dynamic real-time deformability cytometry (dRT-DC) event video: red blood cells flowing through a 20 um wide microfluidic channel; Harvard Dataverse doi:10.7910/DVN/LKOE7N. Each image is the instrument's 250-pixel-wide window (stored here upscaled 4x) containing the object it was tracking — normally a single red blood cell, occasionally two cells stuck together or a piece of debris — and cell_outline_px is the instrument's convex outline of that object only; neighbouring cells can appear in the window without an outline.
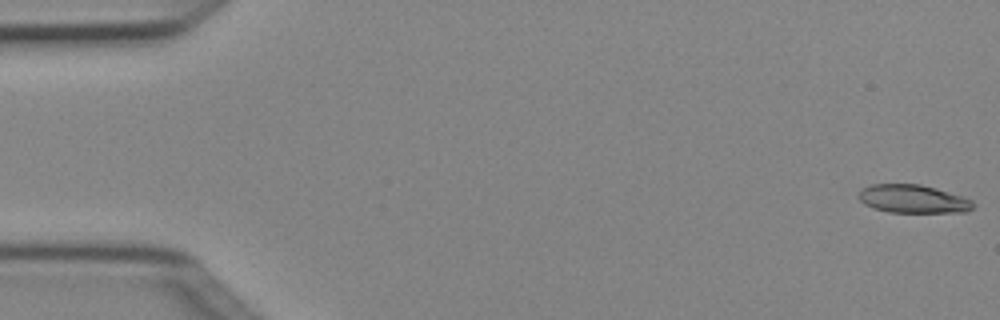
{"species": "Egyptian fruit bat (a non-hibernating species)", "species_latin": "Rousettus aegyptiacus", "temperature_condition": "cold", "stored_images_in_passage": 5, "segment_of_instrument_passage": [2, 2], "camera_frame_rate_fps": 3000, "um_per_image_px": 0.085, "animal": {"sex": "female"}, "frame": {"image": 1, "passage_image": 5, "time_ms": 1.333, "image_size_px": [1000, 320], "cell_outline_px": [[976, 204], [968, 212], [888, 212], [872, 208], [864, 204], [860, 200], [860, 188], [872, 184], [920, 184], [936, 188], [964, 196], [972, 200]], "centroid_in_image_um": [77.63, 16.91], "position_along_channel_um": 7.4, "area_um2": 19.02}}